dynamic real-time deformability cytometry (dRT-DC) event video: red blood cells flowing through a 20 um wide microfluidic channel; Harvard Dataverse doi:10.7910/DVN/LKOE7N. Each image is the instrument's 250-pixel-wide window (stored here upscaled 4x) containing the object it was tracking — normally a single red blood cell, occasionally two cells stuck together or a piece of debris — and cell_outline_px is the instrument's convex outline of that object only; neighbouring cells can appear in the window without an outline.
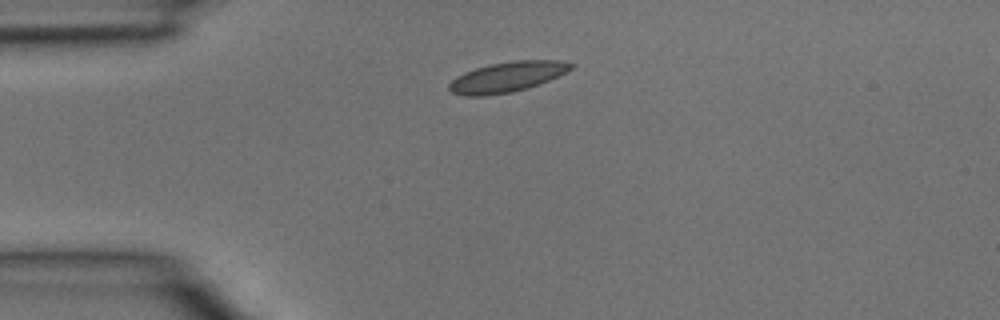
{"species": "common noctule bat (a hibernating species)", "species_latin": "Nyctalus noctula", "temperature_condition": "room temperature", "stored_images_in_passage": 1, "camera_frame_rate_fps": 3000, "um_per_image_px": 0.085, "animal": {"sex": "male", "body_mass_g": 15.6}, "frame": {"image": 1, "passage_image": 1, "time_ms": 0.0, "image_size_px": [1000, 320], "cell_outline_px": [[576, 64], [572, 68], [540, 84], [528, 88], [512, 92], [488, 96], [464, 96], [452, 92], [448, 88], [448, 84], [456, 76], [464, 72], [476, 68], [492, 64], [516, 60], [560, 60]], "centroid_in_image_um": [43.08, 6.55], "position_along_channel_um": 41.9, "area_um2": 21.44}}